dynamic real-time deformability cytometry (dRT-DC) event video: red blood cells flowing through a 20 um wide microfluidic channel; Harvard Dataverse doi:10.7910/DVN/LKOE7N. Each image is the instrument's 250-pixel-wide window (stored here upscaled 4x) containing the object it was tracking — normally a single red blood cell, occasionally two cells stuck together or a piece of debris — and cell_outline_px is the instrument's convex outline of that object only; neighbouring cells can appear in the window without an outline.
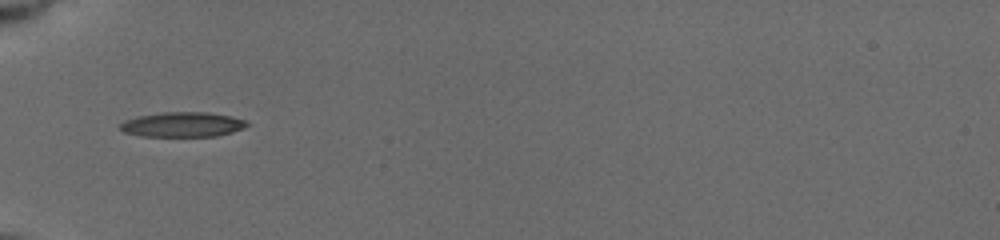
{"species": "common noctule bat (a hibernating species)", "species_latin": "Nyctalus noctula", "temperature_condition": "cold", "stored_images_in_passage": 11, "camera_frame_rate_fps": 3000, "um_per_image_px": 0.085, "animal": {"sex": "female", "body_mass_g": 19.5, "forearm_length_mm": 54.1}, "frame": {"image": 1, "passage_image": 10, "time_ms": 7.0, "image_size_px": [1000, 240], "cell_outline_px": [[248, 124], [244, 128], [232, 132], [216, 136], [140, 136], [124, 132], [120, 128], [120, 124], [124, 120], [136, 116], [164, 112], [208, 112], [228, 116], [244, 120]], "centroid_in_image_um": [15.47, 10.58], "position_along_channel_um": 69.5, "area_um2": 18.26}}